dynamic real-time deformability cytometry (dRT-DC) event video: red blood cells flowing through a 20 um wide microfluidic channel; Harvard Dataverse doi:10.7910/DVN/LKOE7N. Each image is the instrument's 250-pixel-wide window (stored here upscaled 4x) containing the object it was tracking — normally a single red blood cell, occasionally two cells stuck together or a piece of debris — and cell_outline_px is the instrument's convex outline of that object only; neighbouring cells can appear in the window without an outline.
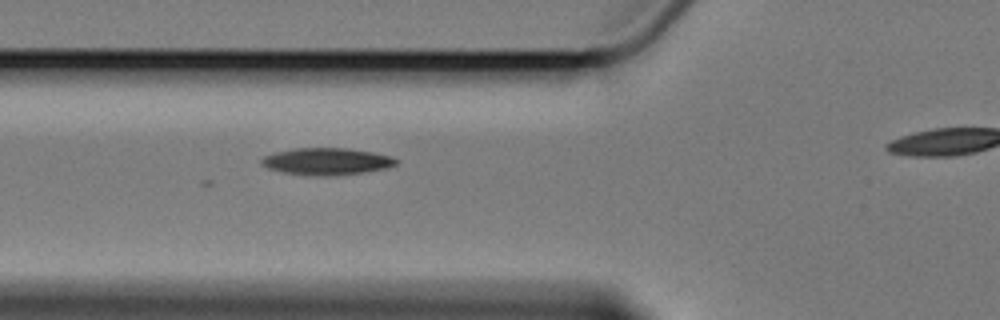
{"species": "Egyptian fruit bat (a non-hibernating species)", "species_latin": "Rousettus aegyptiacus", "temperature_condition": "cold", "stored_images_in_passage": 8, "segment_of_instrument_passage": [1, 2], "camera_frame_rate_fps": 3000, "um_per_image_px": 0.085, "animal": {"sex": "female"}, "frame": {"image": 1, "passage_image": 7, "time_ms": 7.0, "image_size_px": [1000, 320], "cell_outline_px": [[400, 160], [396, 164], [388, 168], [364, 172], [336, 176], [308, 176], [284, 172], [268, 168], [260, 164], [260, 160], [264, 156], [276, 152], [296, 148], [348, 148], [372, 152], [392, 156]], "centroid_in_image_um": [27.79, 13.73], "position_along_channel_um": 98.0, "area_um2": 21.39}}